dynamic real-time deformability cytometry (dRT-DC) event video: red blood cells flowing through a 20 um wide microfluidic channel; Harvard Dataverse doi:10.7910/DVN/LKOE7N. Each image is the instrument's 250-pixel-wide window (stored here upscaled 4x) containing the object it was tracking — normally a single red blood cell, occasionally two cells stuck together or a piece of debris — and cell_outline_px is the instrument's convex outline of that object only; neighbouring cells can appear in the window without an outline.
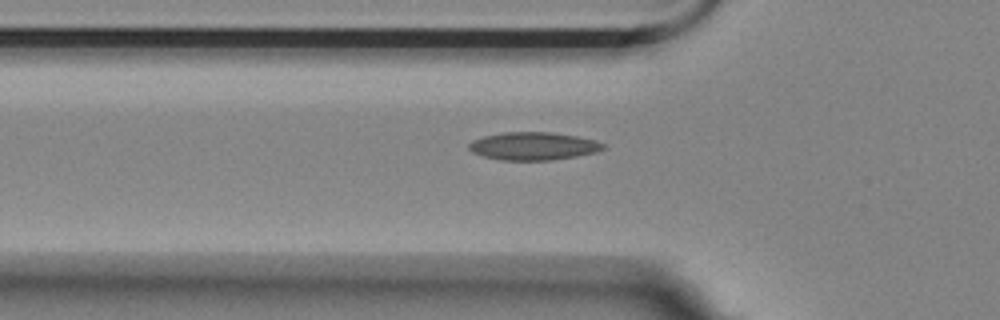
{"species": "Egyptian fruit bat (a non-hibernating species)", "species_latin": "Rousettus aegyptiacus", "temperature_condition": "room temperature", "stored_images_in_passage": 33, "camera_frame_rate_fps": 3000, "um_per_image_px": 0.085, "animal": {"sex": "female"}, "frame": {"image": 1, "passage_image": 2, "time_ms": 0.333, "image_size_px": [1000, 320], "cell_outline_px": [[604, 148], [596, 152], [576, 156], [552, 160], [500, 160], [484, 156], [472, 152], [468, 148], [468, 144], [472, 140], [484, 136], [504, 132], [552, 132], [576, 136], [596, 140], [604, 144]], "centroid_in_image_um": [45.32, 12.41], "position_along_channel_um": 80.5, "area_um2": 21.79}}
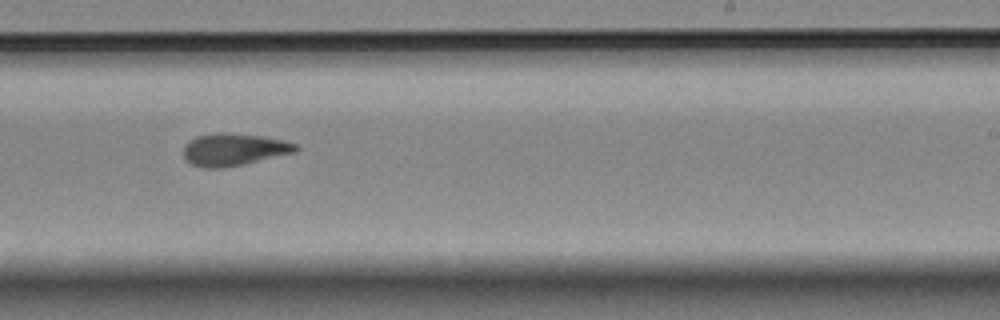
{"frame": {"image": 2, "passage_image": 18, "time_ms": 5.667, "image_size_px": [1000, 320], "cell_outline_px": [[300, 148], [296, 152], [240, 164], [220, 168], [200, 168], [192, 164], [184, 156], [184, 148], [196, 136], [220, 132], [260, 136], [280, 140], [296, 144]], "centroid_in_image_um": [19.87, 12.71], "position_along_channel_um": 269.1, "area_um2": 20.52}}
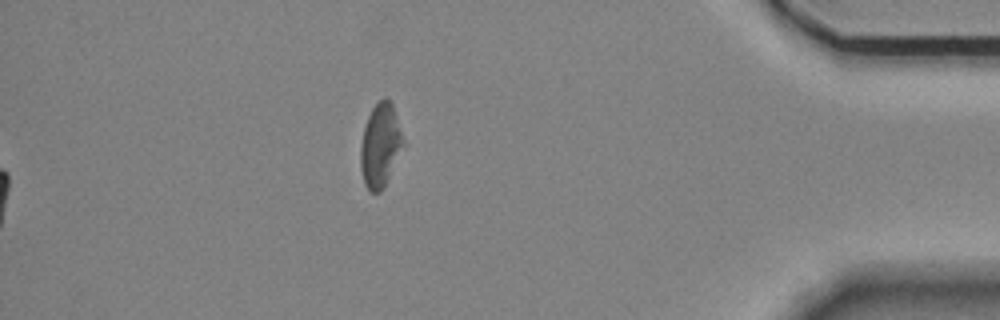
{"frame": {"image": 3, "passage_image": 33, "time_ms": 10.667, "image_size_px": [1000, 320], "cell_outline_px": [[404, 144], [380, 192], [368, 192], [364, 184], [360, 168], [360, 144], [364, 128], [368, 116], [372, 108], [384, 96], [392, 104], [404, 140]], "centroid_in_image_um": [32.29, 12.35], "position_along_channel_um": 402.9, "area_um2": 20.4}, "authors_computed_cell_mechanics": {"area_um2": 20.4612, "velocity_mm_per_s": 3.523, "shape_relaxation_time_tau1_ms": null, "shape_relaxation_time_tau2_ms": 4.6098, "deformation_change_tau1": null, "deformation_change_tau2": 0.1162}}